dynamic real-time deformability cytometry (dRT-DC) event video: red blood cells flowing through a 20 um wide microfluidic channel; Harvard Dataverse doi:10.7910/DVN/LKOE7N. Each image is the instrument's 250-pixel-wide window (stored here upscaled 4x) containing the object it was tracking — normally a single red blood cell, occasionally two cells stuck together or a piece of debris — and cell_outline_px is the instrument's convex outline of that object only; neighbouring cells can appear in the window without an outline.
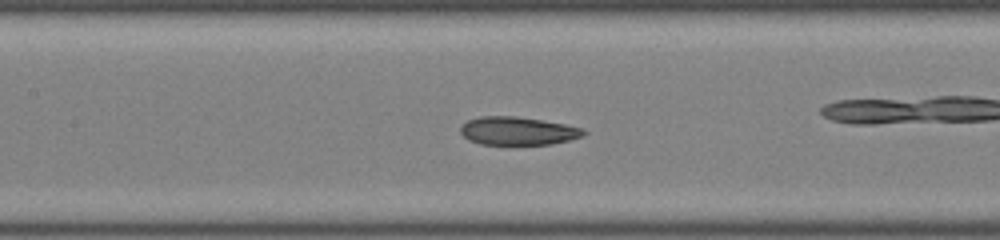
{"species": "common noctule bat (a hibernating species)", "species_latin": "Nyctalus noctula", "temperature_condition": "room temperature", "stored_images_in_passage": 46, "camera_frame_rate_fps": 3000, "um_per_image_px": 0.085, "animal": {"sex": "male", "body_mass_g": 19.0, "forearm_length_mm": 50.8}, "frame": {"image": 1, "passage_image": 20, "time_ms": 6.333, "image_size_px": [1000, 240], "cell_outline_px": [[588, 132], [584, 136], [568, 140], [548, 144], [480, 144], [468, 140], [460, 132], [460, 124], [468, 120], [480, 116], [516, 116], [564, 124], [584, 128]], "centroid_in_image_um": [43.99, 11.12], "position_along_channel_um": 163.4, "area_um2": 20.23}, "authors_computed_cell_mechanics": {"area_um2": 22.5709, "velocity_mm_per_s": 4.2919, "shape_relaxation_time_tau1_ms": null, "shape_relaxation_time_tau2_ms": 2.9213, "deformation_change_tau1": null, "deformation_change_tau2": 0.0839}}